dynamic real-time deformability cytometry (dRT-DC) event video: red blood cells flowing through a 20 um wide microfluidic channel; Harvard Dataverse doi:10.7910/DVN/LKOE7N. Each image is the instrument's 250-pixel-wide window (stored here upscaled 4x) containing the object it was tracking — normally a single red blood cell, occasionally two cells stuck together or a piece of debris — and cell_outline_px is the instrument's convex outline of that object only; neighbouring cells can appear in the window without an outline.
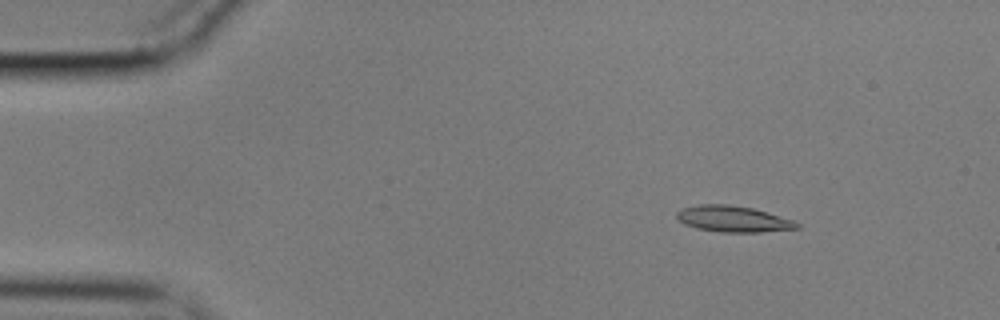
{"species": "common noctule bat (a hibernating species)", "species_latin": "Nyctalus noctula", "temperature_condition": "cold", "stored_images_in_passage": 56, "camera_frame_rate_fps": 3000, "um_per_image_px": 0.085, "animal": {"sex": "male", "body_mass_g": 17.9}, "frame": {"image": 1, "passage_image": 8, "time_ms": 2.333, "image_size_px": [1000, 320], "cell_outline_px": [[800, 228], [760, 232], [720, 232], [696, 228], [684, 224], [676, 216], [676, 212], [684, 208], [700, 204], [728, 204], [752, 208], [792, 220], [800, 224]], "centroid_in_image_um": [62.3, 18.61], "position_along_channel_um": 22.7, "area_um2": 18.09}}
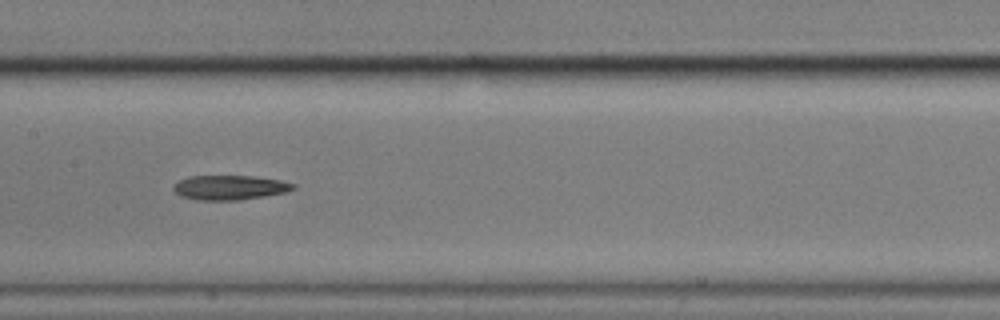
{"frame": {"image": 2, "passage_image": 28, "time_ms": 9.0, "image_size_px": [1000, 320], "cell_outline_px": [[296, 188], [284, 192], [264, 196], [240, 200], [200, 200], [180, 196], [172, 188], [180, 180], [188, 176], [252, 176], [280, 180], [296, 184]], "centroid_in_image_um": [19.53, 15.94], "position_along_channel_um": 187.9, "area_um2": 16.99}}
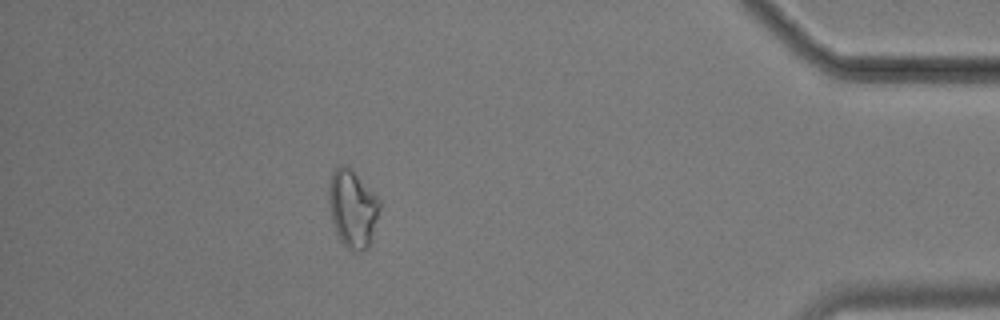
{"frame": {"image": 3, "passage_image": 50, "time_ms": 16.333, "image_size_px": [1000, 320], "cell_outline_px": [[380, 208], [372, 244], [364, 252], [356, 252], [348, 248], [340, 240], [336, 232], [332, 220], [328, 200], [328, 188], [332, 172], [340, 164], [348, 164], [352, 168], [380, 200]], "centroid_in_image_um": [29.99, 17.73], "position_along_channel_um": 405.2, "area_um2": 23.52}}